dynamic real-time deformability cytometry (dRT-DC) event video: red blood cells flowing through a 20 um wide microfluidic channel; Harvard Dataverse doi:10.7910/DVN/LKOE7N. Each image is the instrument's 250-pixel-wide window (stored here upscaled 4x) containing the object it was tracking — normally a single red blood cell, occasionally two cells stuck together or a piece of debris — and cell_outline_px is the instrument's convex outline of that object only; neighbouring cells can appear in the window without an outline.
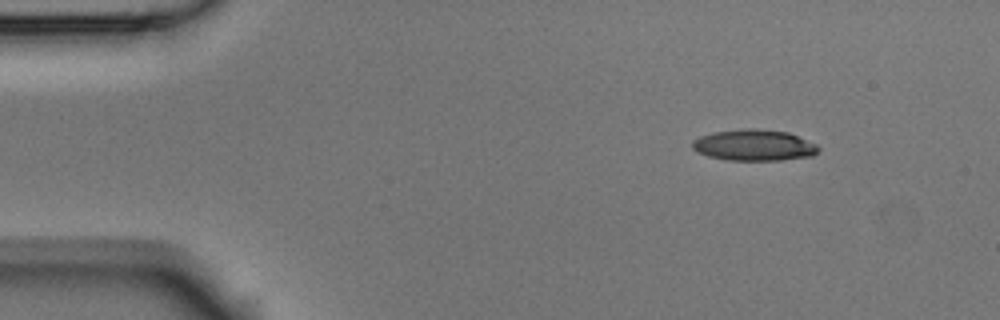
{"species": "Egyptian fruit bat (a non-hibernating species)", "species_latin": "Rousettus aegyptiacus", "temperature_condition": "room temperature", "stored_images_in_passage": 3, "segment_of_instrument_passage": [2, 2], "camera_frame_rate_fps": 3000, "um_per_image_px": 0.085, "animal": {"sex": "male"}, "frame": {"image": 1, "passage_image": 3, "time_ms": 0.667, "image_size_px": [1000, 320], "cell_outline_px": [[820, 148], [812, 156], [780, 160], [728, 160], [708, 156], [696, 152], [692, 148], [692, 140], [700, 136], [712, 132], [744, 128], [756, 128], [788, 132], [816, 144]], "centroid_in_image_um": [64.06, 12.33], "position_along_channel_um": 20.9, "area_um2": 23.0}}